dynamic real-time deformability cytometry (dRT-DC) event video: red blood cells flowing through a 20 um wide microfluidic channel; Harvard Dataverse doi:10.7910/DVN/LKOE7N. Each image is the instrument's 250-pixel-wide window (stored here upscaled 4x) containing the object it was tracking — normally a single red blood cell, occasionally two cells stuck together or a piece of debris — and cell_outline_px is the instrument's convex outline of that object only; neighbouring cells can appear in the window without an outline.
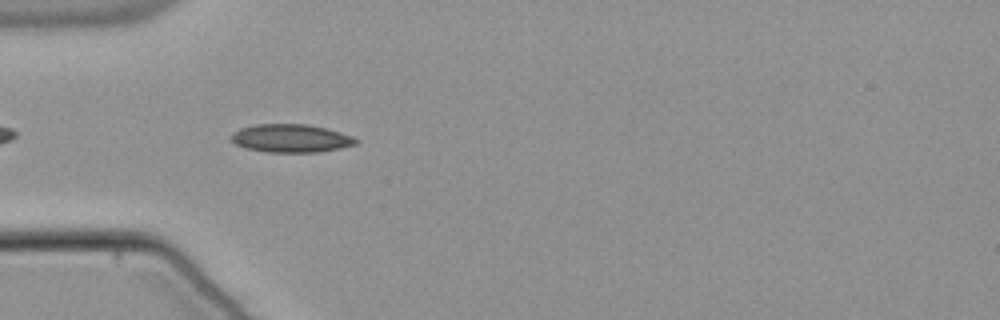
{"species": "common noctule bat (a hibernating species)", "species_latin": "Nyctalus noctula", "temperature_condition": "warm", "stored_images_in_passage": 41, "camera_frame_rate_fps": 3000, "um_per_image_px": 0.085, "animal": {"sex": "male", "body_mass_g": 21.5, "forearm_length_mm": 52.0}, "frame": {"image": 1, "passage_image": 4, "time_ms": 1.0, "image_size_px": [1000, 320], "cell_outline_px": [[360, 140], [356, 144], [316, 152], [268, 152], [248, 148], [236, 144], [228, 140], [228, 136], [232, 132], [240, 128], [256, 124], [308, 124], [328, 128], [352, 136]], "centroid_in_image_um": [24.68, 11.74], "position_along_channel_um": 60.3, "area_um2": 20.52}}
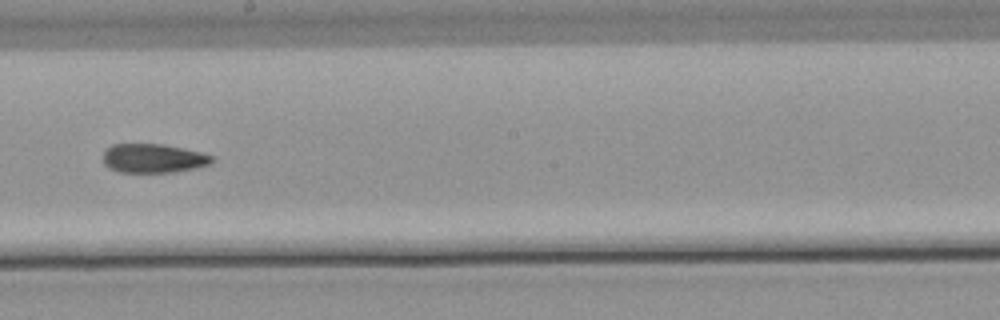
{"frame": {"image": 2, "passage_image": 18, "time_ms": 5.667, "image_size_px": [1000, 320], "cell_outline_px": [[212, 160], [208, 164], [192, 168], [168, 172], [120, 172], [104, 164], [104, 148], [112, 144], [164, 144], [184, 148], [200, 152], [212, 156]], "centroid_in_image_um": [12.97, 13.43], "position_along_channel_um": 235.2, "area_um2": 18.09}}
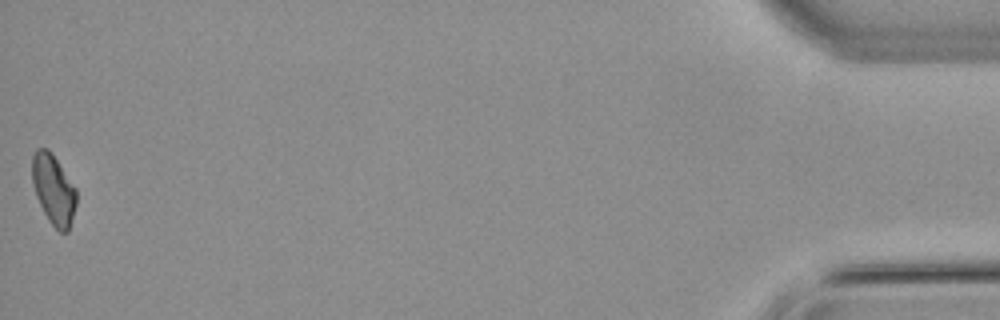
{"frame": {"image": 3, "passage_image": 41, "time_ms": 13.333, "image_size_px": [1000, 320], "cell_outline_px": [[76, 204], [68, 232], [60, 232], [48, 220], [36, 196], [32, 184], [32, 156], [36, 148], [48, 148], [76, 188]], "centroid_in_image_um": [4.53, 16.1], "position_along_channel_um": 430.7, "area_um2": 17.92}, "authors_computed_cell_mechanics": {"area_um2": 18.7272, "velocity_mm_per_s": 3.8305, "shape_relaxation_time_tau1_ms": 8.6209, "shape_relaxation_time_tau2_ms": 9.6665, "deformation_change_tau1": 0.188, "deformation_change_tau2": 0.1503}}